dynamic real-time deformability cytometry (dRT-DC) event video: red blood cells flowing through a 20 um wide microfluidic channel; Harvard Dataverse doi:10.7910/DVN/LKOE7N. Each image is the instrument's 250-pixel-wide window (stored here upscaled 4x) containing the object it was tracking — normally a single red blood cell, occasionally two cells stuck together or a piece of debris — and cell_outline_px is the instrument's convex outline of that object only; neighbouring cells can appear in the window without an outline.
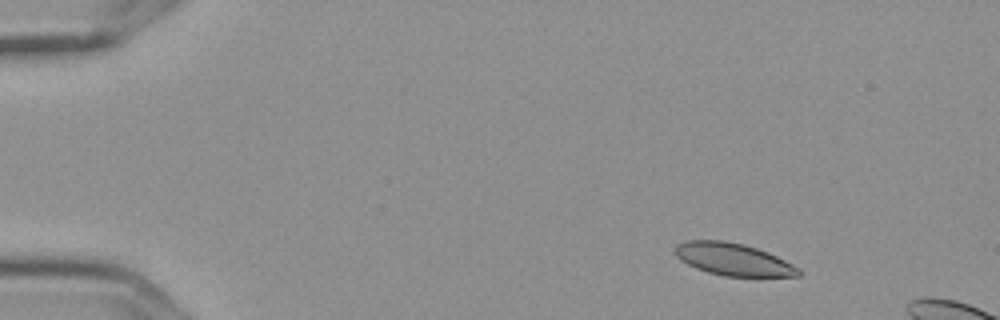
{"species": "Egyptian fruit bat (a non-hibernating species)", "species_latin": "Rousettus aegyptiacus", "temperature_condition": "cold", "stored_images_in_passage": 3, "camera_frame_rate_fps": 3000, "um_per_image_px": 0.085, "frame": {"image": 1, "passage_image": 1, "time_ms": 0.0, "image_size_px": [1000, 320], "cell_outline_px": [[800, 276], [724, 276], [708, 272], [696, 268], [680, 260], [676, 256], [672, 248], [676, 244], [684, 240], [724, 240], [744, 244], [768, 252], [800, 268]], "centroid_in_image_um": [62.27, 22.03], "position_along_channel_um": 22.7, "area_um2": 23.35}}